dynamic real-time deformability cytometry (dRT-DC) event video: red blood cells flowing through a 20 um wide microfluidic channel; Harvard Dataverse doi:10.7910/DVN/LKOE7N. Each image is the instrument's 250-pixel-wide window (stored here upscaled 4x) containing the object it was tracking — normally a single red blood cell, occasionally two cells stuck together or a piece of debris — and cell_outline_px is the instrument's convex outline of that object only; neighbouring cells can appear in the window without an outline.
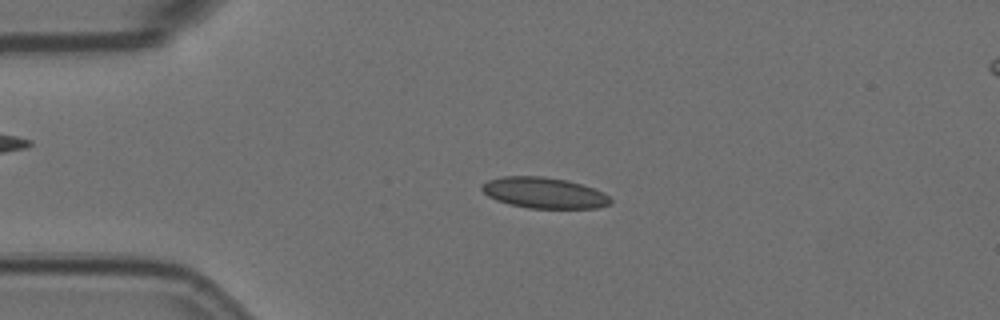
{"species": "Egyptian fruit bat (a non-hibernating species)", "species_latin": "Rousettus aegyptiacus", "temperature_condition": "room temperature", "stored_images_in_passage": 5, "segment_of_instrument_passage": [1, 2], "camera_frame_rate_fps": 3000, "um_per_image_px": 0.085, "animal": {"sex": "female"}, "frame": {"image": 1, "passage_image": 3, "time_ms": 0.667, "image_size_px": [1000, 320], "cell_outline_px": [[612, 204], [596, 208], [528, 208], [508, 204], [496, 200], [488, 196], [480, 188], [480, 184], [488, 180], [500, 176], [544, 176], [568, 180], [604, 192], [612, 200]], "centroid_in_image_um": [46.22, 16.39], "position_along_channel_um": 38.8, "area_um2": 23.35}}